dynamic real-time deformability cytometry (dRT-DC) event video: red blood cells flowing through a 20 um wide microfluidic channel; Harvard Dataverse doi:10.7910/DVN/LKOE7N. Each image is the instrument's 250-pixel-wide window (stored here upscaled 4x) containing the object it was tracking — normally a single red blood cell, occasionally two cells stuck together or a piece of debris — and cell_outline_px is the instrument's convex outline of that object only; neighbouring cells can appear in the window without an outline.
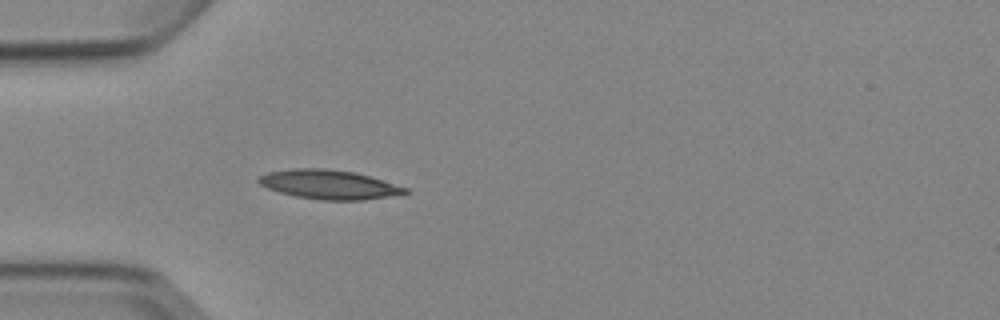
{"species": "Egyptian fruit bat (a non-hibernating species)", "species_latin": "Rousettus aegyptiacus", "temperature_condition": "cold", "stored_images_in_passage": 3, "camera_frame_rate_fps": 3000, "um_per_image_px": 0.085, "animal": {"sex": "female"}, "frame": {"image": 1, "passage_image": 3, "time_ms": 2.333, "image_size_px": [1000, 320], "cell_outline_px": [[408, 192], [388, 196], [364, 200], [320, 200], [296, 196], [280, 192], [268, 188], [260, 184], [256, 180], [260, 176], [268, 172], [292, 168], [328, 168], [356, 172], [408, 188]], "centroid_in_image_um": [27.94, 15.67], "position_along_channel_um": 57.1, "area_um2": 24.8}}